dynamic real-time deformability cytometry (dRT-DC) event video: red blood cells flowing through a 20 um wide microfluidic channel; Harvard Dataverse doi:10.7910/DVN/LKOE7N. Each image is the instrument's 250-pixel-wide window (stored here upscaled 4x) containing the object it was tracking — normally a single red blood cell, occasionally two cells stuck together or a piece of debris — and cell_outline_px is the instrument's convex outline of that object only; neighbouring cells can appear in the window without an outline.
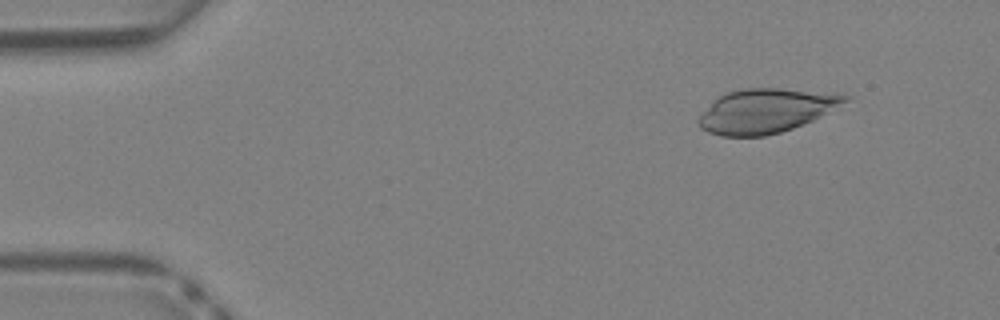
{"species": "Egyptian fruit bat (a non-hibernating species)", "species_latin": "Rousettus aegyptiacus", "temperature_condition": "warm", "stored_images_in_passage": 12, "camera_frame_rate_fps": 3000, "um_per_image_px": 0.085, "animal": {"sex": "female"}, "frame": {"image": 1, "passage_image": 4, "time_ms": 1.0, "image_size_px": [1000, 320], "cell_outline_px": [[852, 96], [848, 100], [812, 120], [792, 128], [780, 132], [764, 136], [720, 136], [708, 132], [700, 128], [696, 124], [696, 120], [720, 96], [728, 92], [744, 88], [780, 88], [836, 92]], "centroid_in_image_um": [65.11, 9.41], "position_along_channel_um": 19.9, "area_um2": 37.4}}